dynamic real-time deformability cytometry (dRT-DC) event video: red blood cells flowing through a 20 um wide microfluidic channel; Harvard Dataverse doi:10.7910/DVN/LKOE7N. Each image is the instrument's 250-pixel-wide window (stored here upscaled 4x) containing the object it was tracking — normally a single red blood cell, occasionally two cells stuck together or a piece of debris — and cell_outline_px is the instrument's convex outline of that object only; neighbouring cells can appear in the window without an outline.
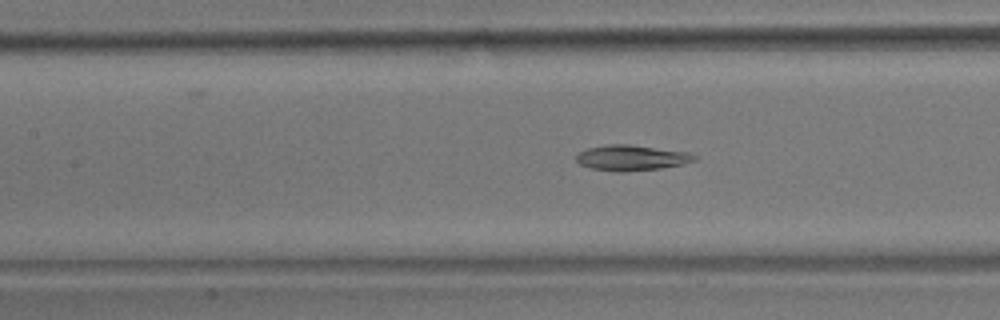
{"species": "common noctule bat (a hibernating species)", "species_latin": "Nyctalus noctula", "temperature_condition": "room temperature", "stored_images_in_passage": 41, "camera_frame_rate_fps": 3000, "um_per_image_px": 0.085, "animal": {"sex": "male", "body_mass_g": 17.9}, "frame": {"image": 1, "passage_image": 19, "time_ms": 6.0, "image_size_px": [1000, 320], "cell_outline_px": [[696, 160], [680, 164], [660, 168], [624, 172], [612, 172], [592, 168], [580, 164], [576, 160], [576, 156], [580, 152], [588, 148], [604, 144], [628, 144], [688, 152], [696, 156]], "centroid_in_image_um": [53.64, 13.41], "position_along_channel_um": 153.8, "area_um2": 17.46}}
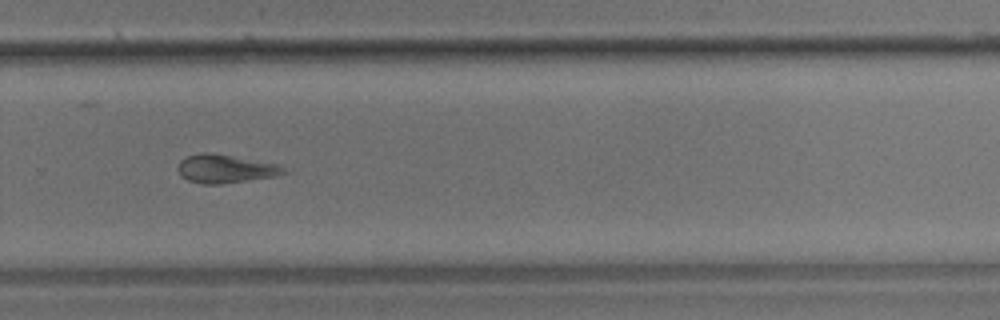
{"frame": {"image": 2, "passage_image": 32, "time_ms": 10.333, "image_size_px": [1000, 320], "cell_outline_px": [[292, 172], [276, 176], [220, 184], [204, 184], [188, 180], [180, 176], [176, 168], [180, 160], [184, 156], [204, 152], [232, 156], [276, 164]], "centroid_in_image_um": [19.12, 14.35], "position_along_channel_um": 310.7, "area_um2": 17.51}}
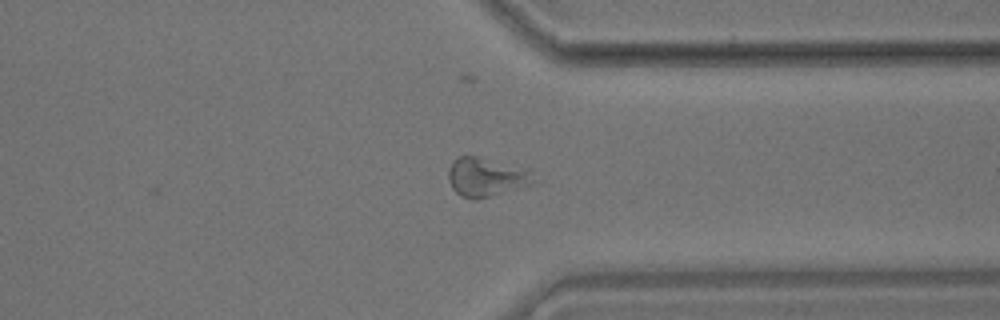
{"frame": {"image": 3, "passage_image": 37, "time_ms": 12.0, "image_size_px": [1000, 320], "cell_outline_px": [[540, 180], [536, 184], [476, 200], [472, 200], [460, 196], [452, 188], [448, 180], [448, 168], [452, 160], [460, 156], [476, 156], [528, 172]], "centroid_in_image_um": [41.27, 15.11], "position_along_channel_um": 370.1, "area_um2": 19.07}, "authors_computed_cell_mechanics": {"area_um2": 17.34, "velocity_mm_per_s": 3.631, "shape_relaxation_time_tau1_ms": null, "shape_relaxation_time_tau2_ms": 5.4173, "deformation_change_tau1": null, "deformation_change_tau2": 0.1181}}